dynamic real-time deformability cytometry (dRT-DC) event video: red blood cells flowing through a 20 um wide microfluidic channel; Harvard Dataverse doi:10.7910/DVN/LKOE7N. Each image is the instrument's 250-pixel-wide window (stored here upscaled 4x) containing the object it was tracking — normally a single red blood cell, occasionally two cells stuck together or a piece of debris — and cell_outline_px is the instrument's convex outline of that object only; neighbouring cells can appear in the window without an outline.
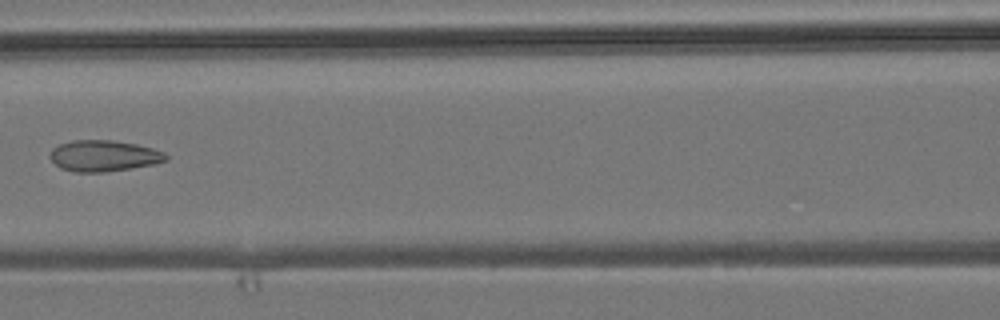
{"species": "common noctule bat (a hibernating species)", "species_latin": "Nyctalus noctula", "temperature_condition": "room temperature", "stored_images_in_passage": 8, "camera_frame_rate_fps": 3000, "um_per_image_px": 0.085, "animal": {"sex": "male", "body_mass_g": 19.2, "forearm_length_mm": 51.8}, "frame": {"image": 1, "passage_image": 7, "time_ms": 7.0, "image_size_px": [1000, 320], "cell_outline_px": [[168, 160], [156, 164], [132, 168], [104, 172], [76, 172], [60, 168], [48, 156], [52, 148], [60, 144], [72, 140], [112, 140], [136, 144], [152, 148], [164, 152], [168, 156]], "centroid_in_image_um": [8.83, 13.25], "position_along_channel_um": 157.8, "area_um2": 21.15}}
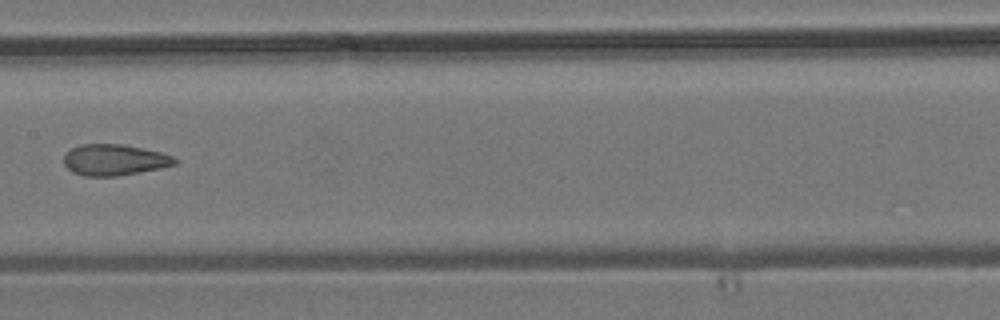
{"frame": {"image": 2, "passage_image": 8, "time_ms": 8.0, "image_size_px": [1000, 320], "cell_outline_px": [[176, 164], [160, 168], [116, 176], [84, 176], [72, 172], [64, 164], [64, 152], [80, 144], [120, 144], [160, 152], [172, 156], [176, 160]], "centroid_in_image_um": [9.66, 13.59], "position_along_channel_um": 197.7, "area_um2": 19.94}}